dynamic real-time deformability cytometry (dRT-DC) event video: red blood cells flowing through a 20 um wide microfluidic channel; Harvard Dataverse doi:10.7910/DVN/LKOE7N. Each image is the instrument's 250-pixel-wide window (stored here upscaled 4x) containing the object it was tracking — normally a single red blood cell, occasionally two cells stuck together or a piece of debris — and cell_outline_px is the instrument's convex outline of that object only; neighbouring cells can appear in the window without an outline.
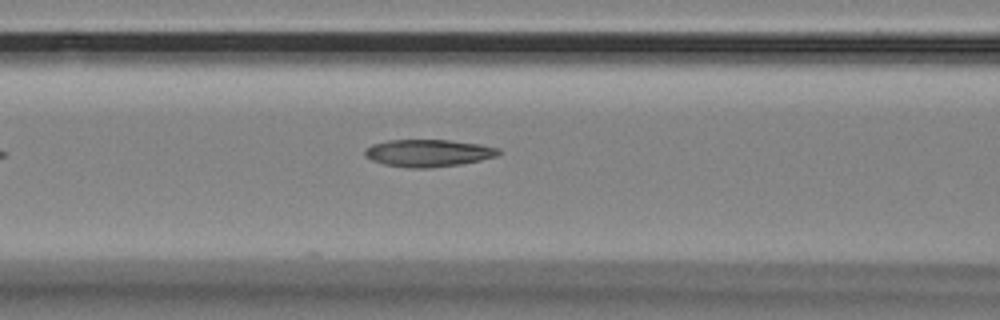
{"species": "Egyptian fruit bat (a non-hibernating species)", "species_latin": "Rousettus aegyptiacus", "temperature_condition": "room temperature", "stored_images_in_passage": 20, "camera_frame_rate_fps": 3000, "um_per_image_px": 0.085, "animal": {"sex": "female"}, "frame": {"image": 1, "passage_image": 8, "time_ms": 2.333, "image_size_px": [1000, 320], "cell_outline_px": [[500, 152], [496, 156], [480, 160], [460, 164], [428, 168], [412, 168], [384, 164], [372, 160], [364, 156], [364, 148], [372, 144], [388, 140], [448, 140], [480, 144], [500, 148]], "centroid_in_image_um": [36.37, 13.0], "position_along_channel_um": 130.2, "area_um2": 21.21}}
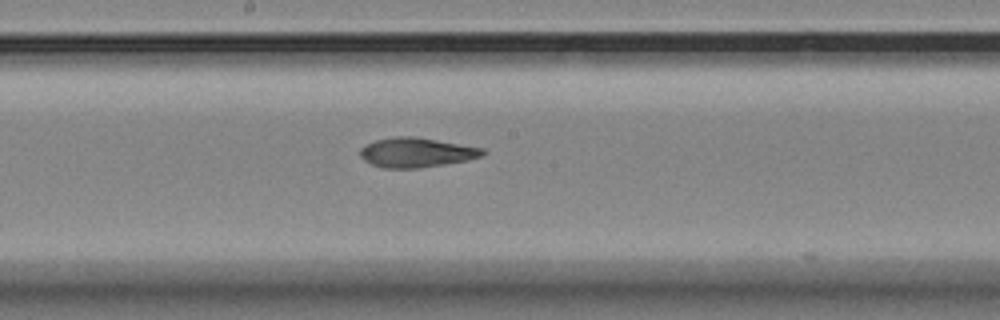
{"frame": {"image": 2, "passage_image": 15, "time_ms": 4.667, "image_size_px": [1000, 320], "cell_outline_px": [[488, 152], [484, 156], [468, 160], [444, 164], [416, 168], [384, 168], [372, 164], [364, 160], [360, 156], [360, 148], [376, 140], [396, 136], [416, 136], [484, 148]], "centroid_in_image_um": [35.44, 12.95], "position_along_channel_um": 212.8, "area_um2": 21.21}}
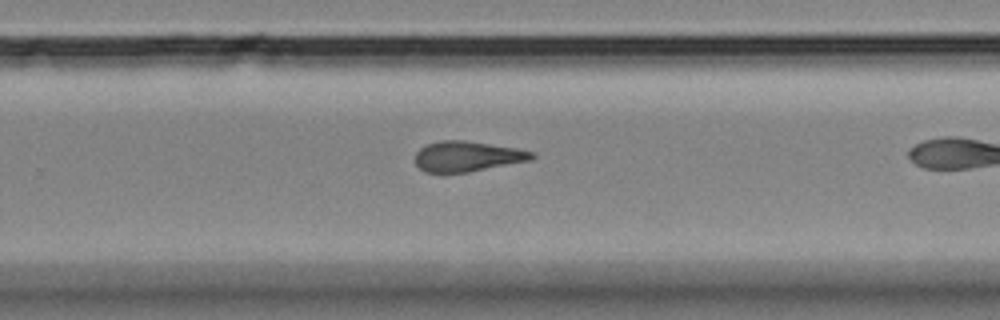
{"frame": {"image": 3, "passage_image": 18, "time_ms": 5.667, "image_size_px": [1000, 320], "cell_outline_px": [[536, 156], [532, 160], [468, 172], [424, 172], [416, 164], [416, 152], [420, 148], [428, 144], [440, 140], [464, 140], [516, 148], [532, 152]], "centroid_in_image_um": [39.72, 13.29], "position_along_channel_um": 290.1, "area_um2": 20.46}}